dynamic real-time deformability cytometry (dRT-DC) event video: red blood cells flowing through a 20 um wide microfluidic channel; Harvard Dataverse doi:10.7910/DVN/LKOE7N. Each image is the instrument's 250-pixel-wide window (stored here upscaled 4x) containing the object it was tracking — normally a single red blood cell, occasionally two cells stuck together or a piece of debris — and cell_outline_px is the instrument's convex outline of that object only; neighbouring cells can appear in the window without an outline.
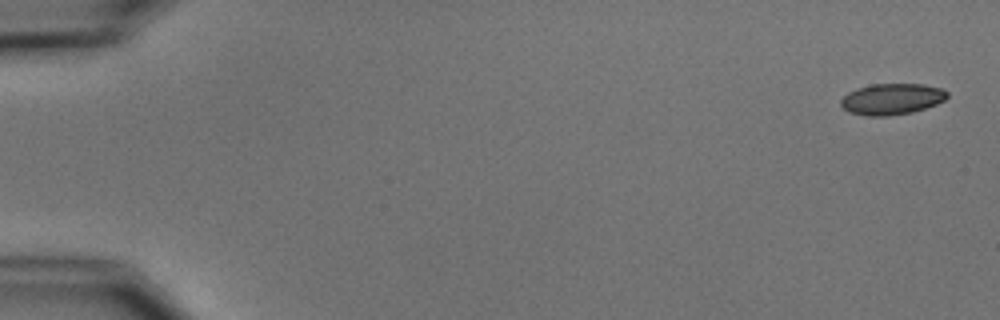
{"species": "common noctule bat (a hibernating species)", "species_latin": "Nyctalus noctula", "temperature_condition": "cold", "stored_images_in_passage": 6, "camera_frame_rate_fps": 3000, "um_per_image_px": 0.085, "animal": {"sex": "male", "body_mass_g": 15.6}, "frame": {"image": 1, "passage_image": 1, "time_ms": 0.0, "image_size_px": [1000, 320], "cell_outline_px": [[948, 96], [944, 100], [936, 104], [912, 112], [888, 116], [868, 116], [848, 112], [840, 104], [840, 100], [848, 92], [856, 88], [872, 84], [924, 84], [940, 88], [948, 92]], "centroid_in_image_um": [75.78, 8.42], "position_along_channel_um": 9.2, "area_um2": 19.31}}
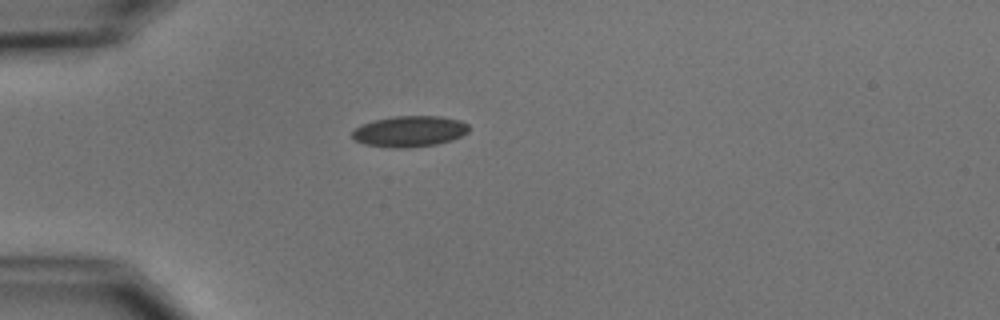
{"frame": {"image": 2, "passage_image": 5, "time_ms": 4.667, "image_size_px": [1000, 320], "cell_outline_px": [[468, 132], [452, 140], [436, 144], [408, 148], [392, 148], [364, 144], [356, 140], [352, 136], [352, 132], [356, 128], [372, 120], [392, 116], [440, 116], [460, 120], [468, 124]], "centroid_in_image_um": [34.81, 11.16], "position_along_channel_um": 50.2, "area_um2": 21.04}}